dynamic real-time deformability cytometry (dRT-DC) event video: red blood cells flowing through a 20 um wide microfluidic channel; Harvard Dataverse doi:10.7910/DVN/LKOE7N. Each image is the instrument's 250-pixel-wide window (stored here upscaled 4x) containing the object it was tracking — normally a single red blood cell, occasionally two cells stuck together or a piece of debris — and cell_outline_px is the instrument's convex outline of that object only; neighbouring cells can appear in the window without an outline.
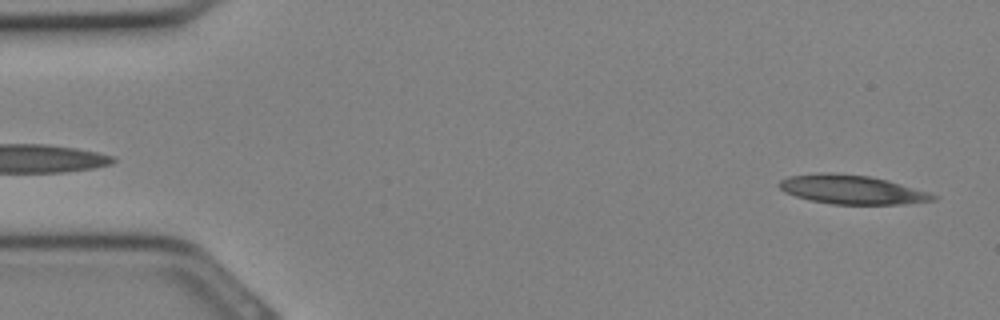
{"species": "Egyptian fruit bat (a non-hibernating species)", "species_latin": "Rousettus aegyptiacus", "temperature_condition": "cold", "stored_images_in_passage": 31, "camera_frame_rate_fps": 3000, "um_per_image_px": 0.085, "animal": {"sex": "female"}, "frame": {"image": 1, "passage_image": 1, "time_ms": 0.0, "image_size_px": [1000, 320], "cell_outline_px": [[940, 196], [936, 200], [900, 204], [832, 204], [812, 200], [796, 196], [784, 192], [776, 184], [780, 180], [788, 176], [820, 172], [868, 176], [888, 180], [928, 192]], "centroid_in_image_um": [72.39, 16.11], "position_along_channel_um": 12.6, "area_um2": 25.84}}
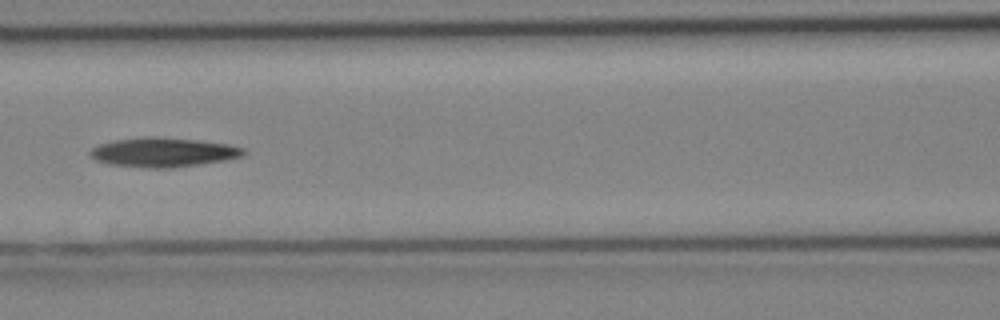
{"frame": {"image": 2, "passage_image": 13, "time_ms": 4.0, "image_size_px": [1000, 320], "cell_outline_px": [[248, 152], [244, 156], [224, 160], [168, 168], [152, 168], [112, 164], [96, 160], [88, 152], [92, 148], [100, 144], [112, 140], [144, 136], [156, 136], [196, 140], [228, 144], [244, 148]], "centroid_in_image_um": [13.88, 12.92], "position_along_channel_um": 152.7, "area_um2": 26.07}}
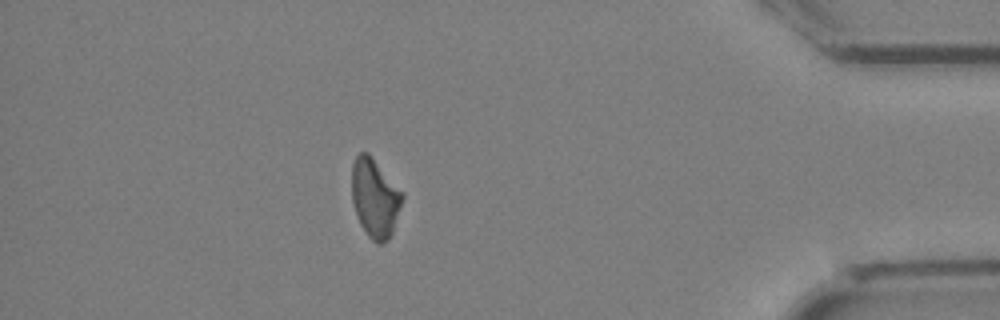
{"frame": {"image": 3, "passage_image": 27, "time_ms": 8.667, "image_size_px": [1000, 320], "cell_outline_px": [[404, 200], [392, 232], [388, 240], [380, 244], [376, 244], [368, 236], [360, 224], [352, 200], [352, 164], [356, 156], [360, 152], [368, 152], [372, 156], [404, 192]], "centroid_in_image_um": [31.89, 16.82], "position_along_channel_um": 403.3, "area_um2": 23.47}}